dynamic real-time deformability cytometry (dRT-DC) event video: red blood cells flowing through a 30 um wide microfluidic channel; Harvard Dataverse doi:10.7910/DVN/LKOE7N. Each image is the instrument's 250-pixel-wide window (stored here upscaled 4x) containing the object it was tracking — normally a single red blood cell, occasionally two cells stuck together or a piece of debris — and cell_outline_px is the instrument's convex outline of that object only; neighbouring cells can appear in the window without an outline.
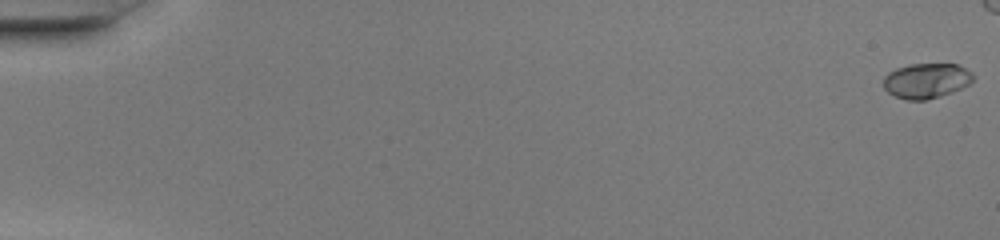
{"species": "common noctule bat (a hibernating species)", "species_latin": "Nyctalus noctula", "temperature_condition": "warm", "stored_images_in_passage": 42, "camera_frame_rate_fps": 3000, "um_per_image_px": 0.085, "animal": {"sex": "female", "body_mass_g": 20.0, "forearm_length_mm": 54.0}, "frame": {"image": 1, "passage_image": 1, "time_ms": 0.0, "image_size_px": [1000, 240], "cell_outline_px": [[972, 80], [968, 84], [952, 92], [940, 96], [924, 100], [908, 100], [896, 96], [888, 92], [884, 88], [884, 76], [888, 72], [896, 68], [912, 64], [956, 64], [972, 72]], "centroid_in_image_um": [78.71, 6.85], "position_along_channel_um": 6.3, "area_um2": 18.09}}
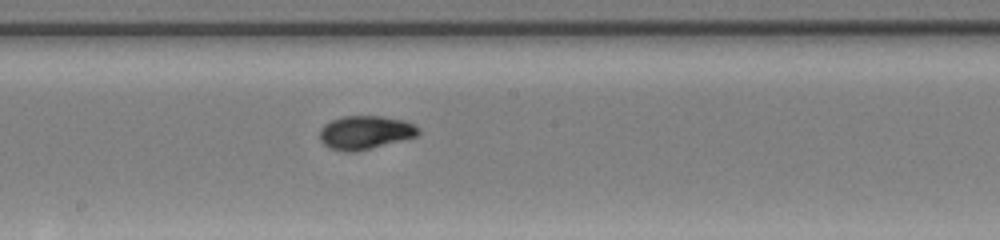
{"frame": {"image": 2, "passage_image": 29, "time_ms": 9.333, "image_size_px": [1000, 240], "cell_outline_px": [[420, 132], [416, 136], [372, 148], [356, 152], [344, 152], [328, 148], [320, 140], [320, 128], [324, 124], [332, 120], [344, 116], [384, 116], [404, 120], [420, 128]], "centroid_in_image_um": [31.02, 11.26], "position_along_channel_um": 217.2, "area_um2": 19.36}}
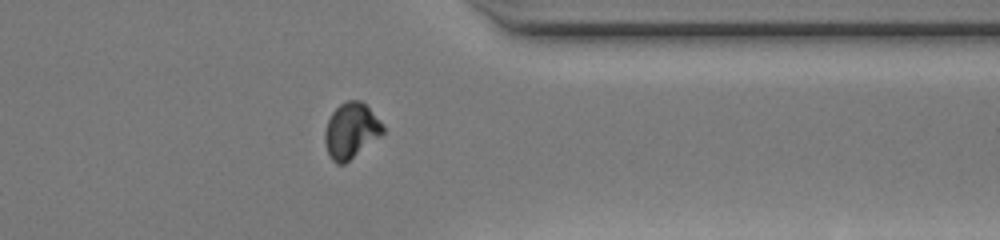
{"frame": {"image": 3, "passage_image": 41, "time_ms": 13.333, "image_size_px": [1000, 240], "cell_outline_px": [[384, 132], [380, 136], [344, 164], [336, 164], [328, 156], [324, 140], [324, 132], [328, 120], [332, 112], [340, 104], [348, 100], [360, 100], [384, 124]], "centroid_in_image_um": [29.82, 11.11], "position_along_channel_um": 381.6, "area_um2": 18.67}}